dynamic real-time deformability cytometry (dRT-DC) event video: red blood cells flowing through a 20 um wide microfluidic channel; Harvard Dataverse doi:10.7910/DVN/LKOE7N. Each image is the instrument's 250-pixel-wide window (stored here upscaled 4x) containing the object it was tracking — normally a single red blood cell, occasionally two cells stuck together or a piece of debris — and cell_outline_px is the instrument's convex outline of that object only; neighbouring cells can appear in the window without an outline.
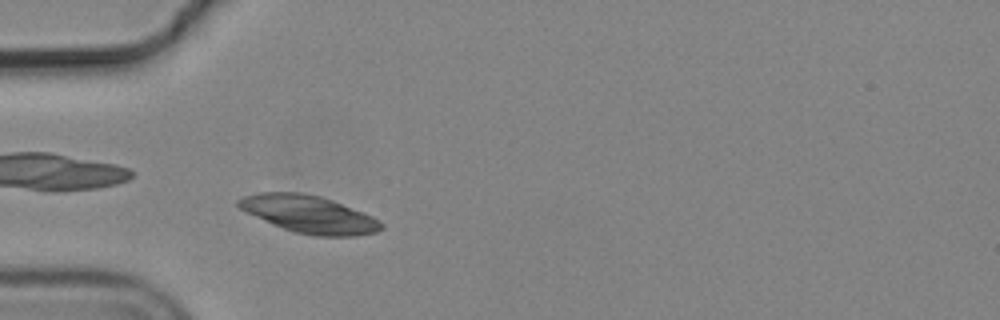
{"species": "common noctule bat (a hibernating species)", "species_latin": "Nyctalus noctula", "temperature_condition": "cold", "stored_images_in_passage": 47, "camera_frame_rate_fps": 3000, "um_per_image_px": 0.085, "animal": {"sex": "male", "body_mass_g": 19.2, "forearm_length_mm": 51.8}, "frame": {"image": 1, "passage_image": 8, "time_ms": 2.333, "image_size_px": [1000, 320], "cell_outline_px": [[384, 228], [376, 232], [356, 236], [316, 236], [296, 232], [284, 228], [256, 216], [240, 208], [236, 204], [236, 200], [244, 196], [260, 192], [300, 192], [320, 196], [332, 200], [364, 212], [380, 220], [384, 224]], "centroid_in_image_um": [26.32, 18.2], "position_along_channel_um": 58.7, "area_um2": 30.87}}
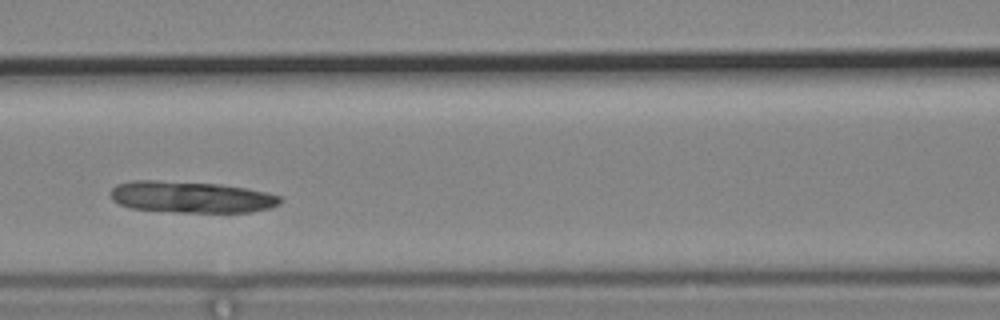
{"frame": {"image": 2, "passage_image": 16, "time_ms": 5.0, "image_size_px": [1000, 320], "cell_outline_px": [[284, 200], [280, 204], [272, 208], [252, 212], [176, 212], [132, 208], [120, 204], [112, 200], [108, 192], [116, 184], [132, 180], [156, 180], [220, 184], [248, 188], [268, 192], [280, 196]], "centroid_in_image_um": [16.28, 16.74], "position_along_channel_um": 150.3, "area_um2": 31.56}}
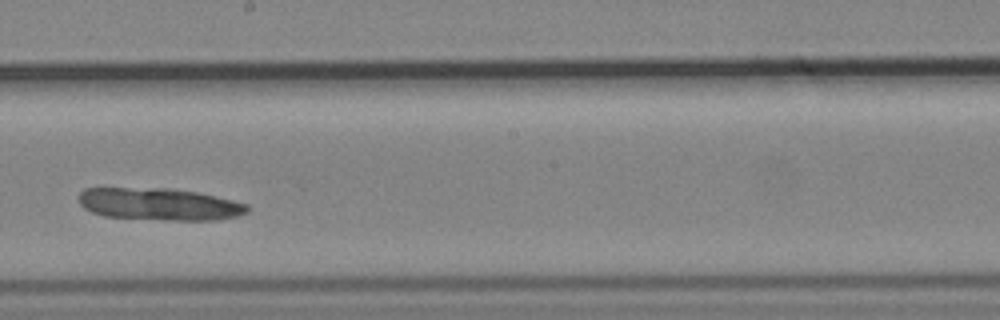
{"frame": {"image": 3, "passage_image": 23, "time_ms": 7.333, "image_size_px": [1000, 320], "cell_outline_px": [[248, 212], [236, 216], [216, 220], [168, 220], [104, 216], [92, 212], [84, 208], [80, 204], [80, 192], [84, 188], [168, 188], [196, 192], [232, 200], [248, 204]], "centroid_in_image_um": [13.53, 17.35], "position_along_channel_um": 234.7, "area_um2": 31.44}}